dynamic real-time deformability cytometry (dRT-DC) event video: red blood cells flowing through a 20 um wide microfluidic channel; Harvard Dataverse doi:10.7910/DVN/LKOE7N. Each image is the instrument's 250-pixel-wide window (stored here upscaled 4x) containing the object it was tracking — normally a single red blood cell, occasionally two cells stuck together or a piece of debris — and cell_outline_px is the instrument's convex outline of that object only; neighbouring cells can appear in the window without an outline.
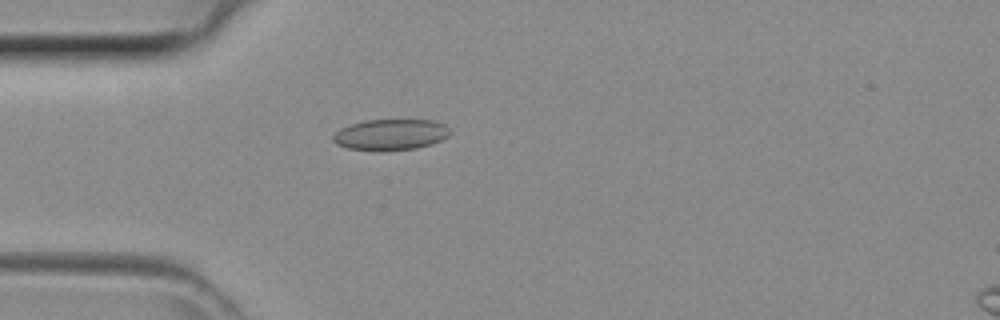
{"species": "common noctule bat (a hibernating species)", "species_latin": "Nyctalus noctula", "temperature_condition": "room temperature", "stored_images_in_passage": 27, "camera_frame_rate_fps": 3000, "um_per_image_px": 0.085, "animal": {"sex": "female", "body_mass_g": 29.2, "forearm_length_mm": 56.3}, "frame": {"image": 1, "passage_image": 1, "time_ms": 0.0, "image_size_px": [1000, 320], "cell_outline_px": [[452, 132], [448, 136], [432, 144], [416, 148], [348, 148], [336, 144], [332, 140], [332, 136], [340, 128], [352, 124], [368, 120], [432, 120], [444, 124]], "centroid_in_image_um": [33.23, 11.4], "position_along_channel_um": 51.8, "area_um2": 20.29}}
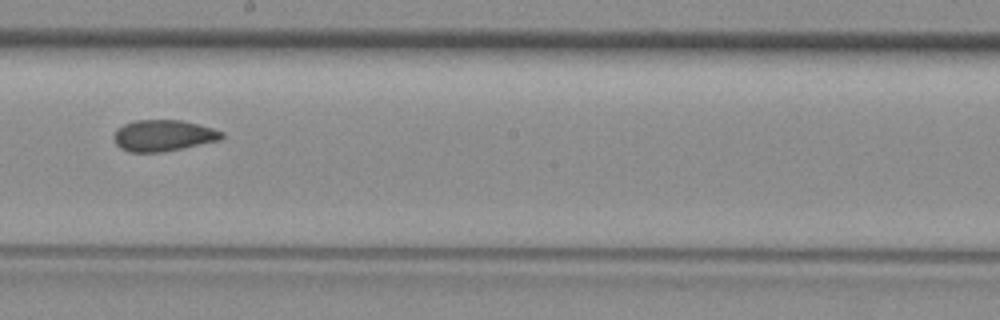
{"frame": {"image": 2, "passage_image": 13, "time_ms": 4.0, "image_size_px": [1000, 320], "cell_outline_px": [[224, 136], [220, 140], [160, 152], [128, 152], [120, 148], [116, 144], [116, 128], [124, 124], [136, 120], [180, 120], [212, 128], [224, 132]], "centroid_in_image_um": [13.88, 11.52], "position_along_channel_um": 234.3, "area_um2": 19.36}}
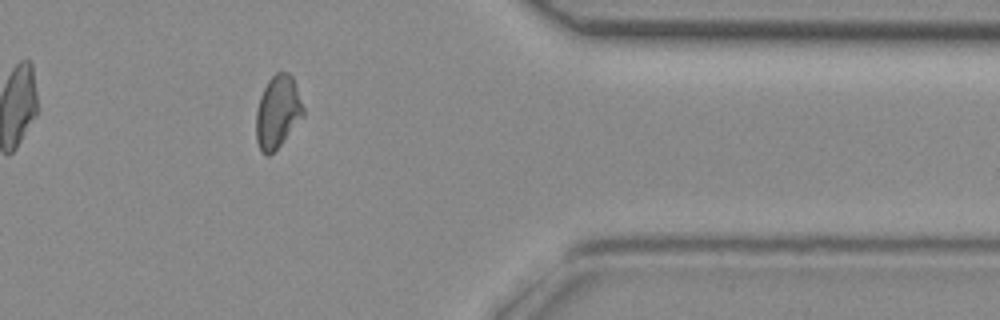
{"frame": {"image": 3, "passage_image": 24, "time_ms": 7.667, "image_size_px": [1000, 320], "cell_outline_px": [[304, 116], [280, 144], [268, 156], [264, 156], [260, 152], [256, 140], [256, 112], [260, 96], [268, 80], [276, 72], [288, 72], [292, 76], [304, 108]], "centroid_in_image_um": [23.58, 9.52], "position_along_channel_um": 387.8, "area_um2": 19.88}}